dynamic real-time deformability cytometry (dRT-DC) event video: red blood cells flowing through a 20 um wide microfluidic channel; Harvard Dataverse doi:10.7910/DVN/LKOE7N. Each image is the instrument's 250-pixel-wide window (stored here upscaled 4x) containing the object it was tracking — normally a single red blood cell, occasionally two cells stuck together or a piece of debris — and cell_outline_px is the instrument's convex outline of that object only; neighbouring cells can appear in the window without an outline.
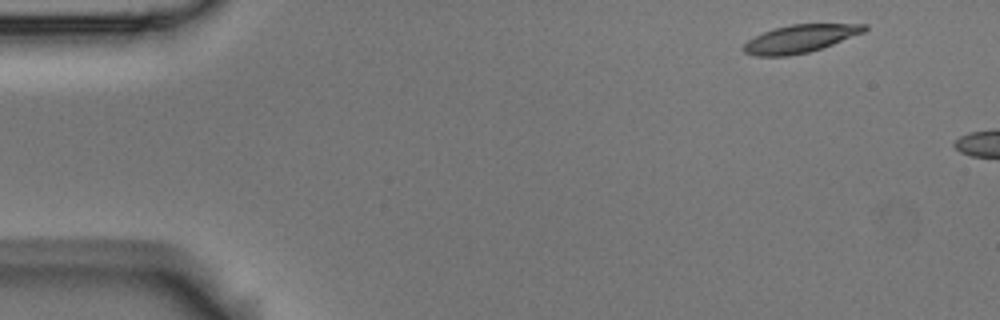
{"species": "Egyptian fruit bat (a non-hibernating species)", "species_latin": "Rousettus aegyptiacus", "temperature_condition": "room temperature", "stored_images_in_passage": 3, "camera_frame_rate_fps": 3000, "um_per_image_px": 0.085, "animal": {"sex": "male"}, "frame": {"image": 1, "passage_image": 1, "time_ms": 0.0, "image_size_px": [1000, 320], "cell_outline_px": [[868, 28], [864, 32], [832, 44], [808, 52], [788, 56], [756, 56], [744, 52], [740, 48], [748, 40], [764, 32], [776, 28], [792, 24], [868, 24]], "centroid_in_image_um": [67.99, 3.29], "position_along_channel_um": 17.0, "area_um2": 19.36}}